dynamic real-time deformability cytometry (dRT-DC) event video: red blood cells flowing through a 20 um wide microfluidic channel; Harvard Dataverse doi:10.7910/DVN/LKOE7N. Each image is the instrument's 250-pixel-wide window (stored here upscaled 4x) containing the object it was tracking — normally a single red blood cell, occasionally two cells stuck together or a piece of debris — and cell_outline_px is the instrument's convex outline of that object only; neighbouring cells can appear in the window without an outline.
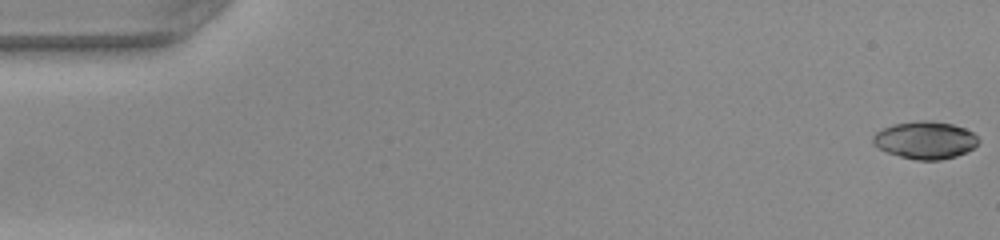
{"species": "common noctule bat (a hibernating species)", "species_latin": "Nyctalus noctula", "temperature_condition": "warm", "stored_images_in_passage": 50, "camera_frame_rate_fps": 3000, "um_per_image_px": 0.085, "animal": {"sex": "female", "body_mass_g": 22.0, "forearm_length_mm": 56.7}, "frame": {"image": 1, "passage_image": 1, "time_ms": 0.0, "image_size_px": [1000, 240], "cell_outline_px": [[980, 140], [972, 148], [956, 156], [940, 160], [916, 160], [900, 156], [888, 152], [872, 144], [872, 136], [880, 128], [892, 124], [916, 120], [928, 120], [952, 124], [964, 128], [972, 132]], "centroid_in_image_um": [78.6, 11.89], "position_along_channel_um": 6.4, "area_um2": 23.06}}
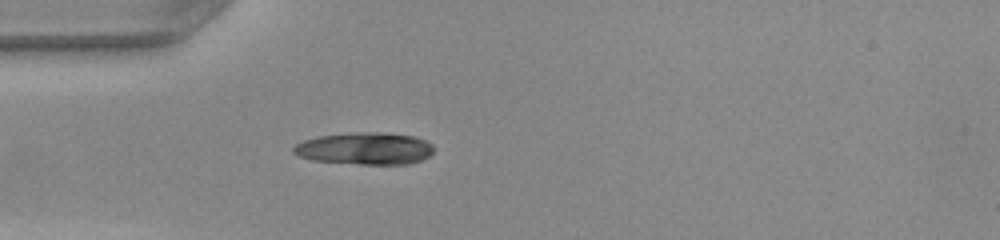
{"frame": {"image": 2, "passage_image": 15, "time_ms": 4.667, "image_size_px": [1000, 240], "cell_outline_px": [[436, 148], [428, 156], [420, 160], [408, 164], [360, 164], [312, 160], [300, 156], [292, 152], [292, 148], [296, 144], [304, 140], [320, 136], [368, 132], [380, 132], [412, 136], [424, 140], [432, 144]], "centroid_in_image_um": [31.03, 12.63], "position_along_channel_um": 54.0, "area_um2": 25.95}}